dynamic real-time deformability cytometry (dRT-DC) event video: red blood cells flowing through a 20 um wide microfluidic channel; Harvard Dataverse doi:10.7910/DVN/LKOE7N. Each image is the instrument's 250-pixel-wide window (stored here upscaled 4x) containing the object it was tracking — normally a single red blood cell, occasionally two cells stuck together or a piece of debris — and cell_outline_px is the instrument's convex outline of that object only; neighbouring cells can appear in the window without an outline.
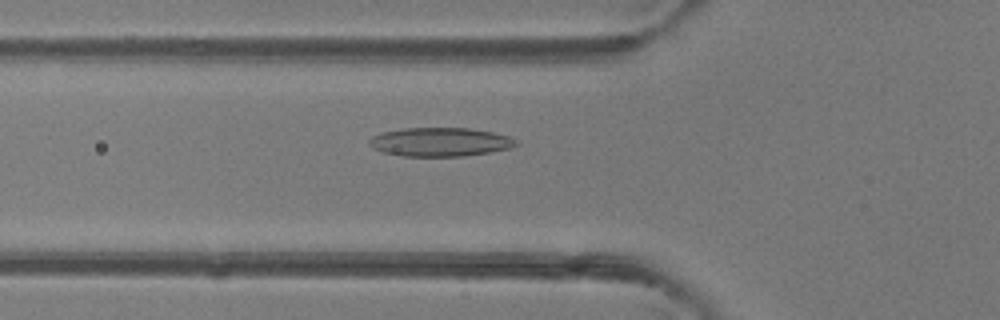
{"species": "common noctule bat (a hibernating species)", "species_latin": "Nyctalus noctula", "temperature_condition": "room temperature", "stored_images_in_passage": 48, "camera_frame_rate_fps": 3000, "um_per_image_px": 0.085, "animal": {"sex": "female"}, "frame": {"image": 1, "passage_image": 17, "time_ms": 5.333, "image_size_px": [1000, 320], "cell_outline_px": [[520, 144], [508, 148], [492, 152], [464, 156], [400, 156], [384, 152], [372, 148], [368, 144], [368, 140], [372, 136], [384, 132], [404, 128], [472, 128], [492, 132], [508, 136], [516, 140]], "centroid_in_image_um": [37.41, 12.07], "position_along_channel_um": 88.4, "area_um2": 24.68}}
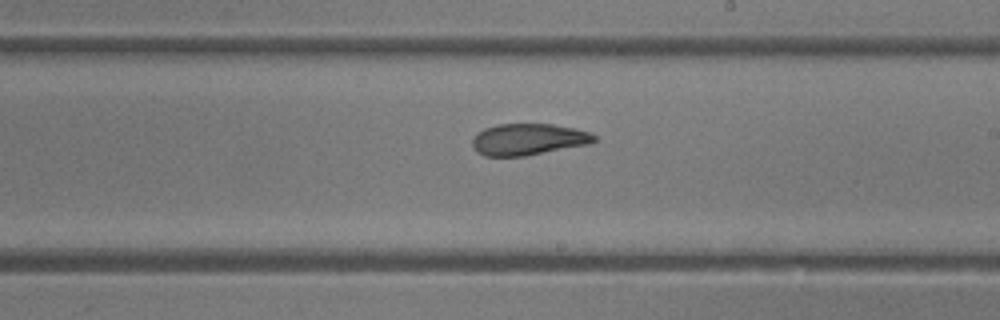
{"frame": {"image": 2, "passage_image": 28, "time_ms": 9.0, "image_size_px": [1000, 320], "cell_outline_px": [[596, 140], [588, 144], [524, 156], [484, 156], [476, 152], [472, 148], [472, 140], [476, 132], [484, 128], [496, 124], [552, 124], [572, 128], [588, 132], [596, 136]], "centroid_in_image_um": [44.83, 11.84], "position_along_channel_um": 244.2, "area_um2": 22.37}}
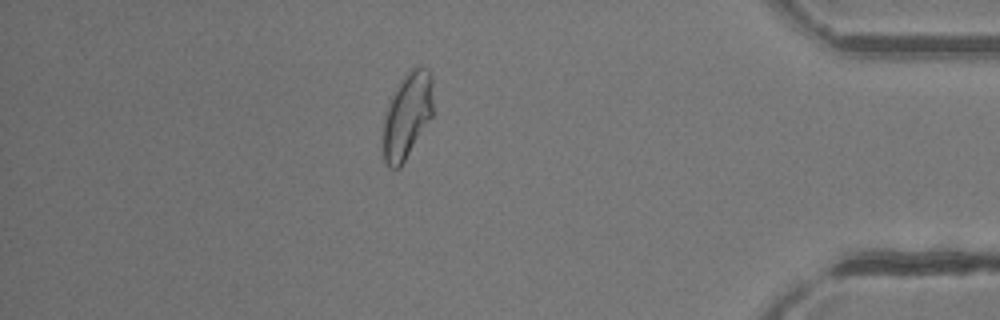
{"frame": {"image": 3, "passage_image": 42, "time_ms": 13.667, "image_size_px": [1000, 320], "cell_outline_px": [[432, 116], [400, 168], [388, 168], [384, 160], [384, 120], [388, 104], [404, 72], [408, 68], [420, 64], [428, 68], [432, 76]], "centroid_in_image_um": [34.63, 9.74], "position_along_channel_um": 400.6, "area_um2": 25.09}, "authors_computed_cell_mechanics": {"area_um2": 24.7384, "velocity_mm_per_s": 4.2386, "shape_relaxation_time_tau1_ms": 6.185, "shape_relaxation_time_tau2_ms": 2.6304, "deformation_change_tau1": 0.1734, "deformation_change_tau2": 0.0701}}